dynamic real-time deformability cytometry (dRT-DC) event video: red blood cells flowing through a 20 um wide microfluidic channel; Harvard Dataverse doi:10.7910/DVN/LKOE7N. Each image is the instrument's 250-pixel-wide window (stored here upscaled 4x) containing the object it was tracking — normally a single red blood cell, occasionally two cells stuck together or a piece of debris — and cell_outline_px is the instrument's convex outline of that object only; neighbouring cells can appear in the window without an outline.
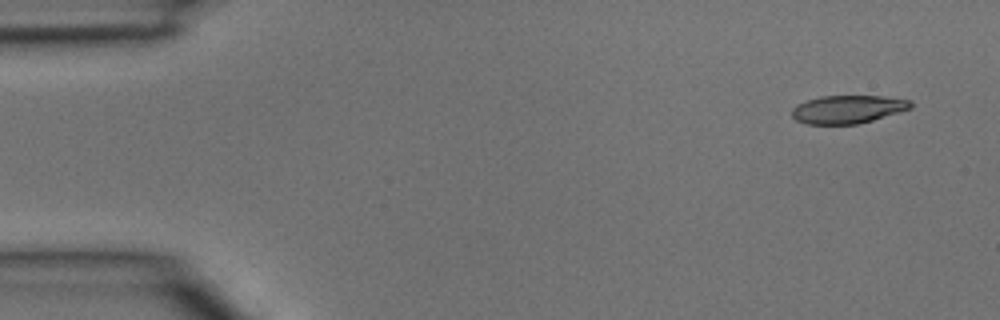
{"species": "common noctule bat (a hibernating species)", "species_latin": "Nyctalus noctula", "temperature_condition": "room temperature", "stored_images_in_passage": 3, "camera_frame_rate_fps": 3000, "um_per_image_px": 0.085, "animal": {"sex": "male", "body_mass_g": 15.6}, "frame": {"image": 1, "passage_image": 1, "time_ms": 0.0, "image_size_px": [1000, 320], "cell_outline_px": [[912, 108], [872, 120], [856, 124], [808, 124], [796, 120], [792, 116], [792, 108], [796, 104], [820, 96], [880, 96], [912, 100]], "centroid_in_image_um": [72.05, 9.28], "position_along_channel_um": 12.9, "area_um2": 19.36}}